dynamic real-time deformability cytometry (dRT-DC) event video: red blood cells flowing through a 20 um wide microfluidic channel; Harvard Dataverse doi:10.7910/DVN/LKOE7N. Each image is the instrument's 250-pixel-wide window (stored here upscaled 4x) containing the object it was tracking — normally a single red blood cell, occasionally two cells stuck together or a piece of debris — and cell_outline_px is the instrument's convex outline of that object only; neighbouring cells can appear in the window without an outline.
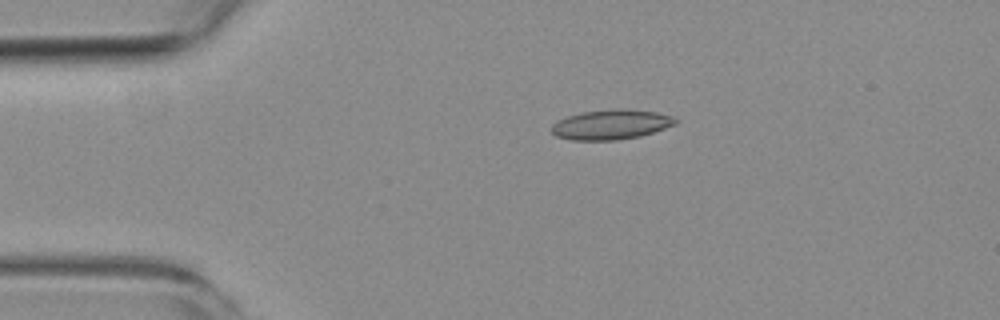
{"species": "common noctule bat (a hibernating species)", "species_latin": "Nyctalus noctula", "temperature_condition": "room temperature", "stored_images_in_passage": 2, "camera_frame_rate_fps": 3000, "um_per_image_px": 0.085, "animal": {"sex": "female", "body_mass_g": 19.3, "forearm_length_mm": 54.1}, "frame": {"image": 1, "passage_image": 1, "time_ms": 0.0, "image_size_px": [1000, 320], "cell_outline_px": [[676, 124], [640, 136], [616, 140], [572, 140], [556, 136], [552, 132], [552, 124], [556, 120], [568, 116], [584, 112], [616, 108], [656, 112], [672, 116], [676, 120]], "centroid_in_image_um": [51.91, 10.59], "position_along_channel_um": 33.1, "area_um2": 21.33}}